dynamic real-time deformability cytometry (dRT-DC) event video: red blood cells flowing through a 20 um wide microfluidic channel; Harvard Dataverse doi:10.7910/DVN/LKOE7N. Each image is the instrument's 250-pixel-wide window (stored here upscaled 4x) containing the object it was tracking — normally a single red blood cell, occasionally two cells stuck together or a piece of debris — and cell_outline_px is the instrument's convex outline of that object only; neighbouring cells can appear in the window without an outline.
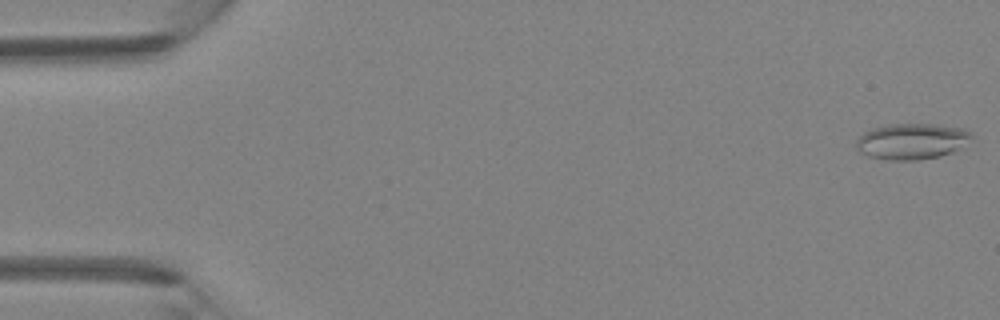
{"species": "Egyptian fruit bat (a non-hibernating species)", "species_latin": "Rousettus aegyptiacus", "temperature_condition": "room temperature", "stored_images_in_passage": 47, "camera_frame_rate_fps": 3000, "um_per_image_px": 0.085, "animal": {"sex": "female"}, "frame": {"image": 1, "passage_image": 1, "time_ms": 0.0, "image_size_px": [1000, 320], "cell_outline_px": [[972, 136], [964, 148], [940, 156], [920, 160], [884, 160], [868, 156], [860, 152], [856, 148], [856, 140], [864, 132], [872, 128], [888, 124], [932, 124], [968, 128], [972, 132]], "centroid_in_image_um": [77.54, 12.01], "position_along_channel_um": 7.5, "area_um2": 24.62}}
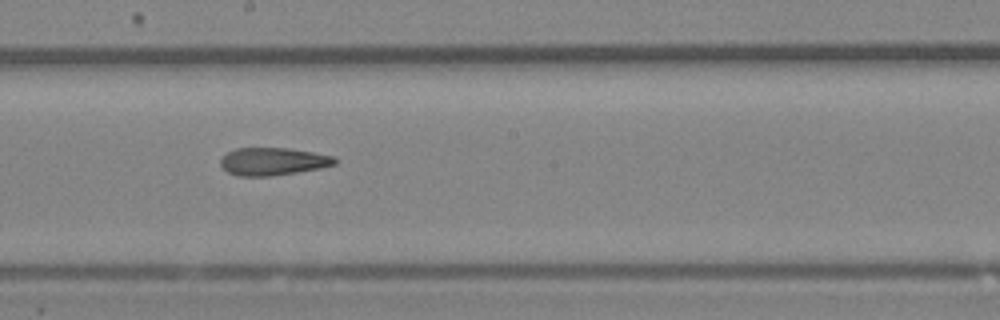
{"frame": {"image": 2, "passage_image": 26, "time_ms": 8.333, "image_size_px": [1000, 320], "cell_outline_px": [[336, 164], [320, 168], [272, 176], [240, 176], [228, 172], [220, 164], [220, 160], [228, 152], [236, 148], [288, 148], [336, 156]], "centroid_in_image_um": [23.22, 13.72], "position_along_channel_um": 225.0, "area_um2": 18.32}}
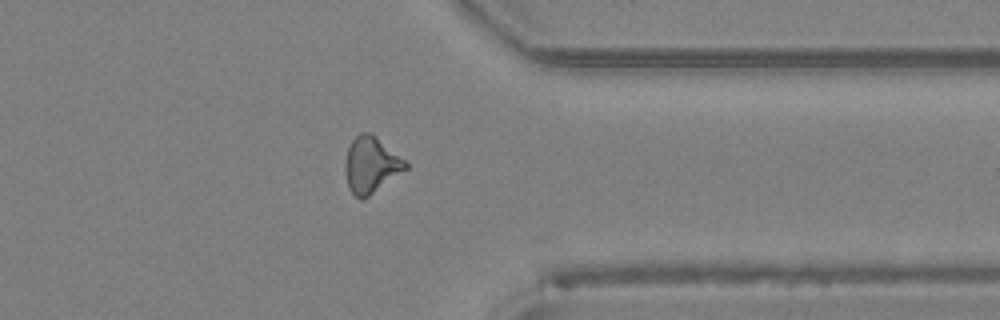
{"frame": {"image": 3, "passage_image": 37, "time_ms": 12.0, "image_size_px": [1000, 320], "cell_outline_px": [[408, 168], [368, 196], [360, 200], [348, 188], [344, 172], [344, 164], [348, 148], [352, 140], [360, 132], [372, 132], [404, 160], [408, 164]], "centroid_in_image_um": [31.5, 14.0], "position_along_channel_um": 379.9, "area_um2": 19.65}, "authors_computed_cell_mechanics": {"area_um2": 19.7098, "velocity_mm_per_s": 4.3861, "shape_relaxation_time_tau1_ms": null, "shape_relaxation_time_tau2_ms": 6.3569, "deformation_change_tau1": null, "deformation_change_tau2": 0.2056}}